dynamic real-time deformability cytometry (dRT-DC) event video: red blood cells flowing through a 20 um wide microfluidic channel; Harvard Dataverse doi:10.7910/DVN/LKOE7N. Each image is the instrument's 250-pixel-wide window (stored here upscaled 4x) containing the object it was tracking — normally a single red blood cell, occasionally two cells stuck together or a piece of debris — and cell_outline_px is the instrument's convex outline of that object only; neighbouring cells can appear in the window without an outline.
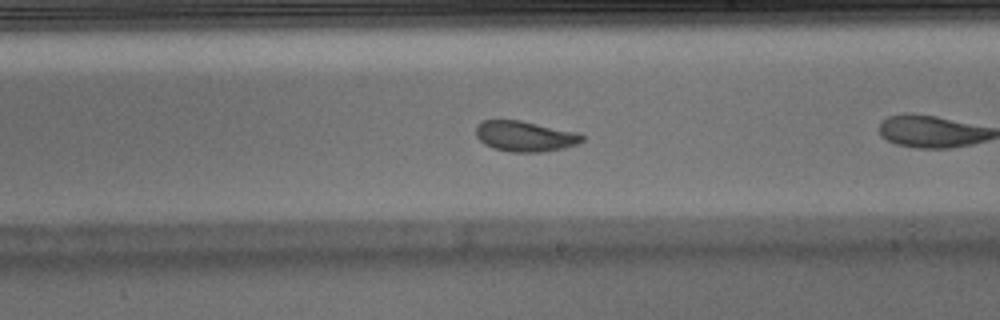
{"species": "Egyptian fruit bat (a non-hibernating species)", "species_latin": "Rousettus aegyptiacus", "temperature_condition": "warm", "stored_images_in_passage": 31, "camera_frame_rate_fps": 3000, "um_per_image_px": 0.085, "animal": {"sex": "male"}, "frame": {"image": 1, "passage_image": 14, "time_ms": 4.333, "image_size_px": [1000, 320], "cell_outline_px": [[584, 140], [576, 144], [564, 148], [544, 152], [508, 152], [492, 148], [484, 144], [476, 136], [476, 124], [484, 120], [520, 120], [580, 132], [584, 136]], "centroid_in_image_um": [44.63, 11.58], "position_along_channel_um": 244.4, "area_um2": 19.19}, "authors_computed_cell_mechanics": {"area_um2": 21.675, "velocity_mm_per_s": 4.0589, "shape_relaxation_time_tau1_ms": 2.7177, "shape_relaxation_time_tau2_ms": 1.6639, "deformation_change_tau1": 0.1383, "deformation_change_tau2": 0.0855}}